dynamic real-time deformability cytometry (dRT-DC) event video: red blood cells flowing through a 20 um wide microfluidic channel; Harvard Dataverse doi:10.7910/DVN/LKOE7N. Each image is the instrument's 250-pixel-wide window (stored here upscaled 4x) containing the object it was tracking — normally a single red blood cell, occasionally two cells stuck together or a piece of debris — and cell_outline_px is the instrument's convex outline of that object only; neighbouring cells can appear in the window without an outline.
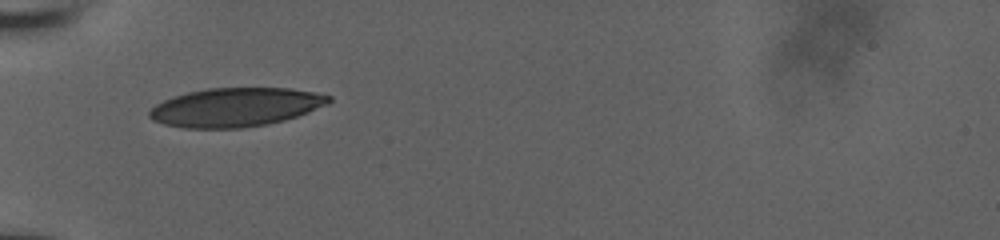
{"species": "human", "species_latin": "Homo sapiens", "temperature_condition": "room temperature", "stored_images_in_passage": 48, "camera_frame_rate_fps": 3000, "um_per_image_px": 0.085, "donor": {"sex": "male"}, "frame": {"image": 1, "passage_image": 1, "time_ms": 0.0, "image_size_px": [1000, 240], "cell_outline_px": [[332, 100], [328, 104], [308, 112], [284, 120], [268, 124], [240, 128], [184, 128], [164, 124], [152, 120], [148, 116], [148, 112], [156, 104], [164, 100], [188, 92], [208, 88], [292, 88], [332, 96]], "centroid_in_image_um": [20.03, 9.11], "position_along_channel_um": 65.0, "area_um2": 40.46}}
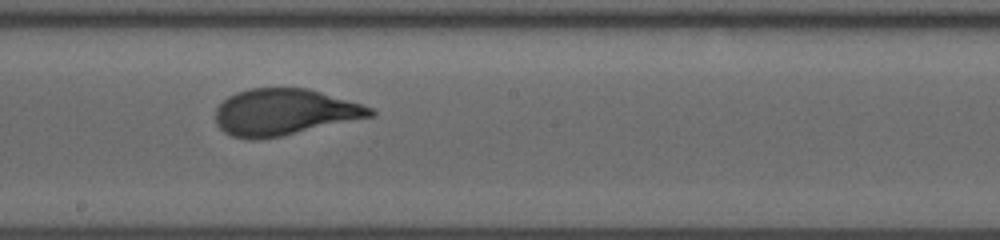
{"frame": {"image": 2, "passage_image": 27, "time_ms": 4.333, "image_size_px": [1000, 240], "cell_outline_px": [[376, 116], [280, 136], [256, 140], [248, 140], [232, 136], [224, 132], [216, 124], [216, 108], [228, 96], [236, 92], [252, 88], [308, 88], [360, 104], [372, 108], [376, 112]], "centroid_in_image_um": [24.15, 9.54], "position_along_channel_um": 224.1, "area_um2": 41.79}}
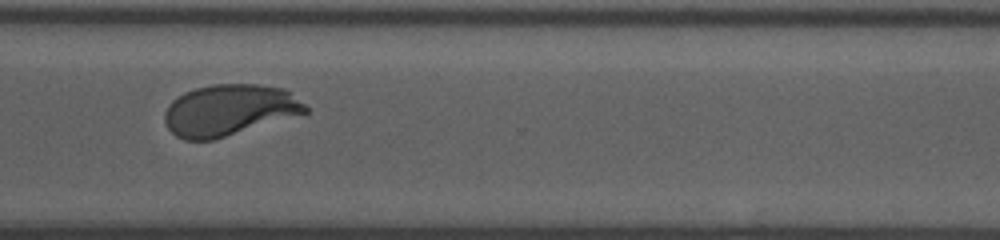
{"frame": {"image": 3, "passage_image": 47, "time_ms": 7.667, "image_size_px": [1000, 240], "cell_outline_px": [[308, 112], [212, 140], [184, 140], [176, 136], [168, 128], [164, 120], [164, 112], [168, 104], [172, 100], [184, 92], [196, 88], [212, 84], [256, 84], [284, 88], [304, 104], [308, 108]], "centroid_in_image_um": [19.43, 9.35], "position_along_channel_um": 351.2, "area_um2": 41.73}}